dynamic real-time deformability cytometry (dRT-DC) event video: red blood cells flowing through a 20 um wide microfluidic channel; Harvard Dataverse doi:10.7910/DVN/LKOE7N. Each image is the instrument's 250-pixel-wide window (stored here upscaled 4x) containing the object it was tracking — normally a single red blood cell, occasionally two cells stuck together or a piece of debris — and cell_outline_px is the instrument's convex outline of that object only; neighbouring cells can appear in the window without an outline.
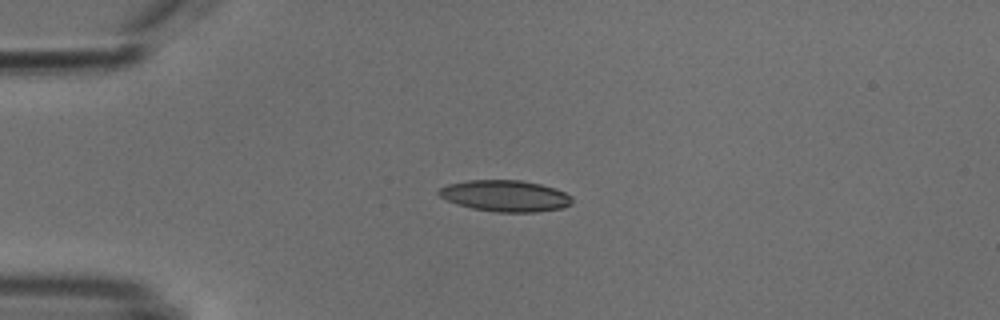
{"species": "common noctule bat (a hibernating species)", "species_latin": "Nyctalus noctula", "temperature_condition": "cold", "stored_images_in_passage": 48, "camera_frame_rate_fps": 3000, "um_per_image_px": 0.085, "animal": {"sex": "male", "body_mass_g": 18.8}, "frame": {"image": 1, "passage_image": 13, "time_ms": 4.0, "image_size_px": [1000, 320], "cell_outline_px": [[572, 204], [564, 208], [536, 212], [496, 212], [472, 208], [448, 200], [440, 196], [436, 192], [440, 188], [448, 184], [468, 180], [520, 180], [540, 184], [556, 188], [572, 196]], "centroid_in_image_um": [42.99, 16.65], "position_along_channel_um": 42.0, "area_um2": 24.33}}
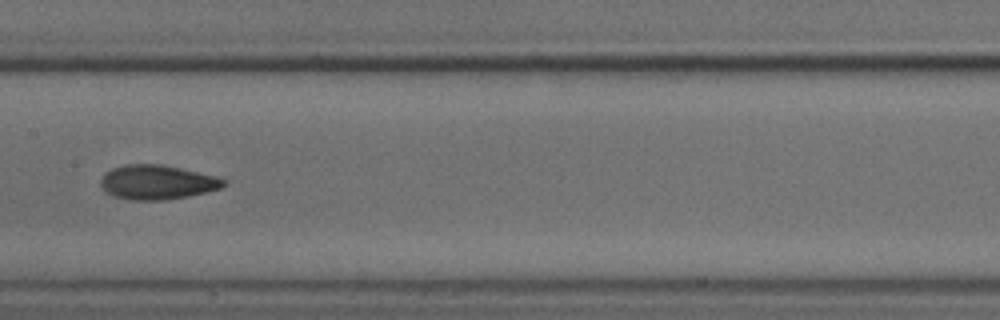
{"frame": {"image": 2, "passage_image": 27, "time_ms": 8.667, "image_size_px": [1000, 320], "cell_outline_px": [[228, 184], [220, 188], [188, 196], [164, 200], [128, 200], [112, 196], [100, 184], [100, 180], [104, 172], [112, 168], [124, 164], [160, 164], [180, 168], [216, 176], [228, 180]], "centroid_in_image_um": [13.35, 15.48], "position_along_channel_um": 194.1, "area_um2": 24.74}}
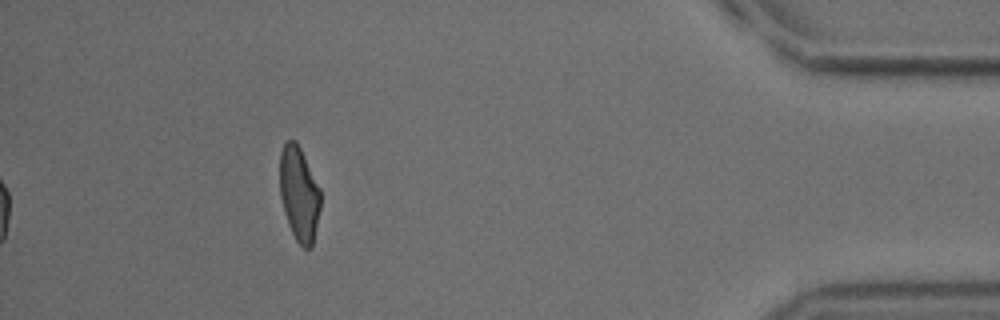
{"frame": {"image": 3, "passage_image": 48, "time_ms": 15.667, "image_size_px": [1000, 320], "cell_outline_px": [[320, 208], [312, 248], [304, 248], [296, 240], [288, 224], [284, 212], [280, 196], [280, 152], [284, 144], [288, 140], [296, 140], [320, 188]], "centroid_in_image_um": [25.42, 16.48], "position_along_channel_um": 409.8, "area_um2": 22.31}, "authors_computed_cell_mechanics": {"area_um2": 23.698, "velocity_mm_per_s": 3.8139, "shape_relaxation_time_tau1_ms": 7.0012, "shape_relaxation_time_tau2_ms": 2.0918, "deformation_change_tau1": 0.1624, "deformation_change_tau2": 0.0852}}